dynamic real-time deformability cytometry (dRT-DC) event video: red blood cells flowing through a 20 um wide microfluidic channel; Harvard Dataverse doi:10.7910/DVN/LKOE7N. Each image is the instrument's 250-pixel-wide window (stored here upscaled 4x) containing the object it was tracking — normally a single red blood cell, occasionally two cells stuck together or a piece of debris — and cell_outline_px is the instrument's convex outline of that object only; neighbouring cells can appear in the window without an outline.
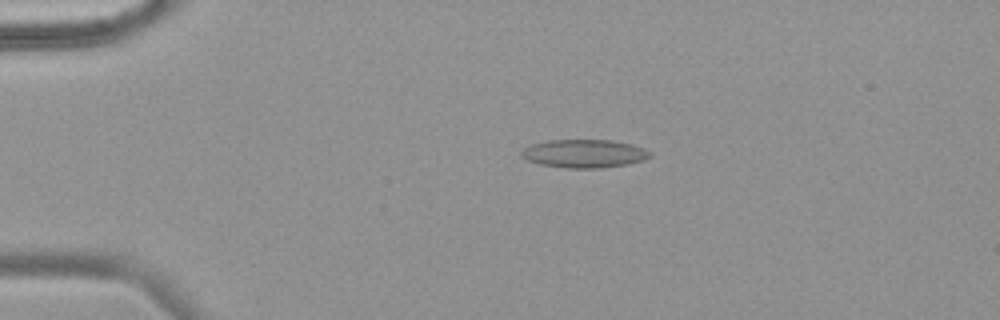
{"species": "common noctule bat (a hibernating species)", "species_latin": "Nyctalus noctula", "temperature_condition": "warm", "stored_images_in_passage": 56, "camera_frame_rate_fps": 3000, "um_per_image_px": 0.085, "animal": {"sex": "female", "body_mass_g": 18.4}, "frame": {"image": 1, "passage_image": 12, "time_ms": 3.667, "image_size_px": [1000, 320], "cell_outline_px": [[652, 156], [644, 160], [628, 164], [600, 168], [568, 168], [540, 164], [528, 160], [520, 156], [520, 152], [524, 148], [532, 144], [548, 140], [612, 140], [632, 144], [644, 148], [652, 152]], "centroid_in_image_um": [49.69, 13.05], "position_along_channel_um": 35.3, "area_um2": 21.27}}
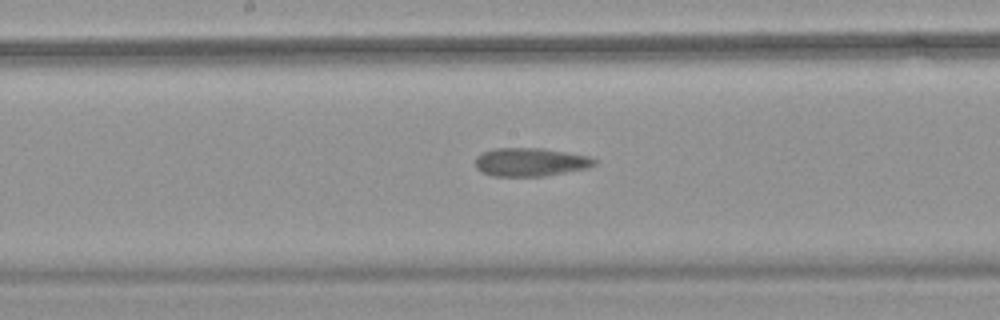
{"frame": {"image": 2, "passage_image": 30, "time_ms": 9.667, "image_size_px": [1000, 320], "cell_outline_px": [[596, 164], [588, 168], [544, 176], [492, 176], [476, 168], [476, 156], [480, 152], [496, 148], [540, 148], [588, 156], [596, 160]], "centroid_in_image_um": [45.06, 13.77], "position_along_channel_um": 203.1, "area_um2": 19.59}}
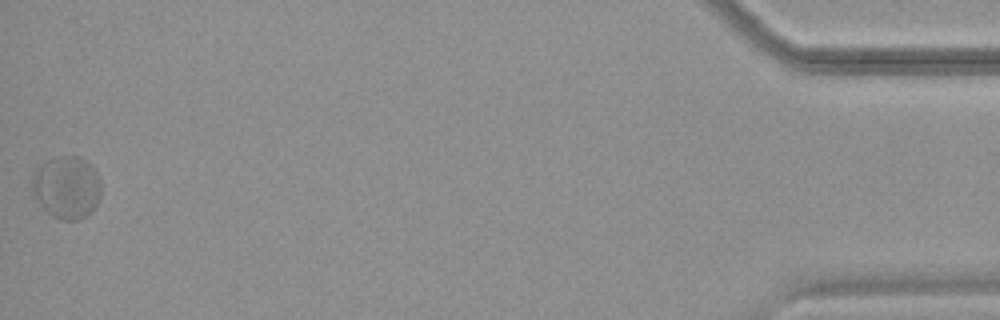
{"frame": {"image": 3, "passage_image": 56, "time_ms": 18.333, "image_size_px": [1000, 320], "cell_outline_px": [[100, 196], [92, 212], [76, 220], [60, 220], [52, 216], [32, 196], [32, 172], [40, 164], [56, 156], [80, 156], [92, 164], [100, 180]], "centroid_in_image_um": [5.65, 15.9], "position_along_channel_um": 429.6, "area_um2": 25.49}}